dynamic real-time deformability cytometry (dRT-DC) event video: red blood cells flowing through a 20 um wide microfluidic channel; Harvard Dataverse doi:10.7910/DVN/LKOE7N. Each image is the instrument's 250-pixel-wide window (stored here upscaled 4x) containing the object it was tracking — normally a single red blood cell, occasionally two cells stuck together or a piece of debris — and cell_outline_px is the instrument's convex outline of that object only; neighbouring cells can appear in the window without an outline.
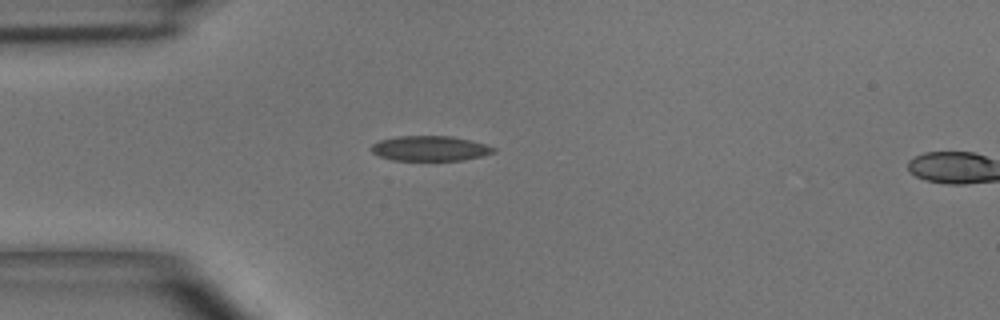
{"species": "common noctule bat (a hibernating species)", "species_latin": "Nyctalus noctula", "temperature_condition": "room temperature", "stored_images_in_passage": 4, "camera_frame_rate_fps": 3000, "um_per_image_px": 0.085, "animal": {"sex": "male", "body_mass_g": 15.6}, "frame": {"image": 1, "passage_image": 4, "time_ms": 3.667, "image_size_px": [1000, 320], "cell_outline_px": [[496, 152], [480, 156], [460, 160], [392, 160], [380, 156], [372, 152], [372, 144], [380, 140], [396, 136], [452, 136], [484, 144], [496, 148]], "centroid_in_image_um": [36.53, 12.61], "position_along_channel_um": 48.5, "area_um2": 17.63}}